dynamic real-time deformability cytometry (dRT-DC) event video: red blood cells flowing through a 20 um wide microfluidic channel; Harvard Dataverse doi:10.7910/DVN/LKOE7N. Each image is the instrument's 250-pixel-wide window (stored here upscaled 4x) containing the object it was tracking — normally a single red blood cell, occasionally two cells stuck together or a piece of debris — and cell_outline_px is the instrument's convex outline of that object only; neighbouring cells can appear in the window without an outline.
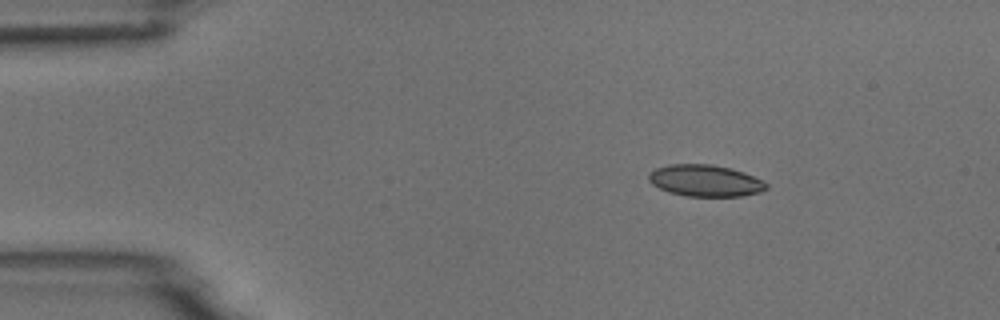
{"species": "common noctule bat (a hibernating species)", "species_latin": "Nyctalus noctula", "temperature_condition": "room temperature", "stored_images_in_passage": 4, "camera_frame_rate_fps": 3000, "um_per_image_px": 0.085, "animal": {"sex": "male", "body_mass_g": 18.8}, "frame": {"image": 1, "passage_image": 2, "time_ms": 1.0, "image_size_px": [1000, 320], "cell_outline_px": [[768, 188], [760, 192], [740, 196], [684, 196], [668, 192], [652, 184], [648, 180], [648, 172], [656, 168], [672, 164], [712, 164], [744, 172], [768, 184]], "centroid_in_image_um": [59.91, 15.36], "position_along_channel_um": 25.1, "area_um2": 21.62}}